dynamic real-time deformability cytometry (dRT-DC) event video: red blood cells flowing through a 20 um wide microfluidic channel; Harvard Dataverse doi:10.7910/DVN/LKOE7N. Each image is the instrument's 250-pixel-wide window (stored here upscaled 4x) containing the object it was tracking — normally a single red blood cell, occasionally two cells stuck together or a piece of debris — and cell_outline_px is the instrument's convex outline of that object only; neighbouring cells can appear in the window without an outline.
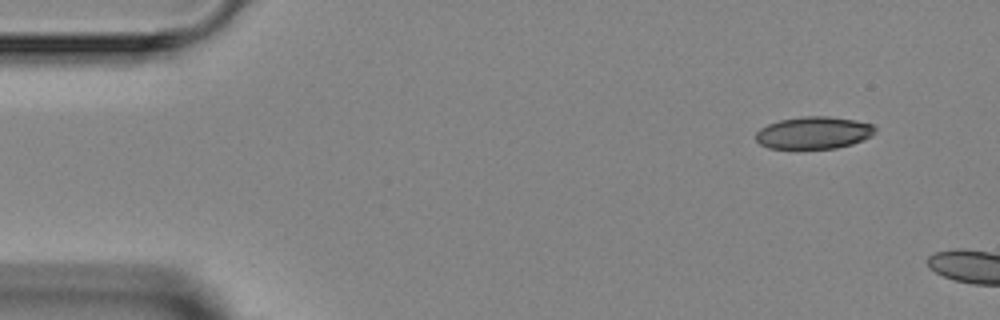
{"species": "Egyptian fruit bat (a non-hibernating species)", "species_latin": "Rousettus aegyptiacus", "temperature_condition": "room temperature", "stored_images_in_passage": 2, "camera_frame_rate_fps": 3000, "um_per_image_px": 0.085, "animal": {"sex": "female"}, "frame": {"image": 1, "passage_image": 1, "time_ms": 0.0, "image_size_px": [1000, 320], "cell_outline_px": [[876, 132], [872, 136], [864, 140], [852, 144], [836, 148], [768, 148], [760, 144], [756, 140], [756, 132], [760, 128], [768, 124], [780, 120], [800, 116], [828, 116], [856, 120], [872, 124], [876, 128]], "centroid_in_image_um": [69.19, 11.28], "position_along_channel_um": 15.8, "area_um2": 22.54}}